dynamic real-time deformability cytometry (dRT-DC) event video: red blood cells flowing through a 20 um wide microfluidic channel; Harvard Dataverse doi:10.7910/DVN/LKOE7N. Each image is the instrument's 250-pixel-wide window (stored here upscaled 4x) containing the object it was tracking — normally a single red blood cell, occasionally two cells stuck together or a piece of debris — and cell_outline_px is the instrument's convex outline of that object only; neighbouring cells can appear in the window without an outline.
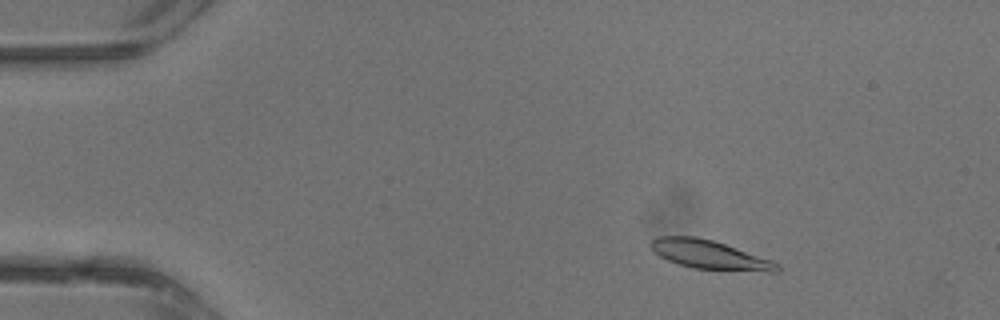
{"species": "common noctule bat (a hibernating species)", "species_latin": "Nyctalus noctula", "temperature_condition": "warm", "stored_images_in_passage": 9, "camera_frame_rate_fps": 3000, "um_per_image_px": 0.085, "animal": {"sex": "male", "body_mass_g": 13.3}, "frame": {"image": 1, "passage_image": 5, "time_ms": 1.333, "image_size_px": [1000, 320], "cell_outline_px": [[780, 272], [768, 272], [692, 268], [668, 260], [660, 256], [648, 244], [656, 236], [696, 236], [712, 240], [772, 260], [780, 264]], "centroid_in_image_um": [60.34, 21.65], "position_along_channel_um": 24.7, "area_um2": 21.1}}